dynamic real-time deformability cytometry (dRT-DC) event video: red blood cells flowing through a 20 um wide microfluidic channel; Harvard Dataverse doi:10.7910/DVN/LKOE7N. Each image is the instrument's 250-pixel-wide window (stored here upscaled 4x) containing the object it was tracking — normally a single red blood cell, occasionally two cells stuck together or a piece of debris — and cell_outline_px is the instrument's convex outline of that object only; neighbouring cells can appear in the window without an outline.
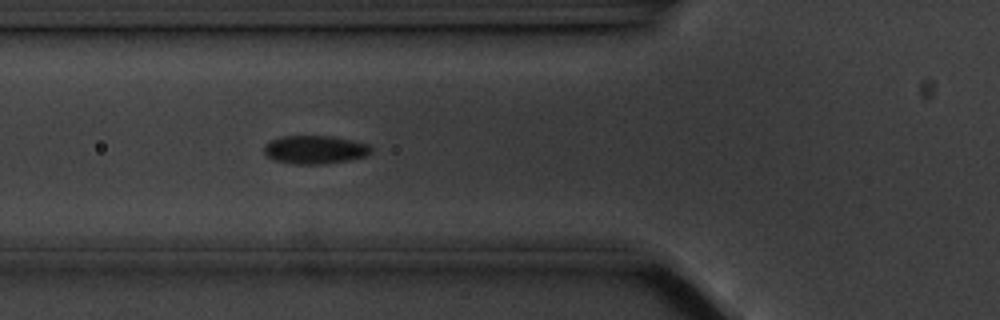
{"species": "common noctule bat (a hibernating species)", "species_latin": "Nyctalus noctula", "temperature_condition": "cold", "stored_images_in_passage": 40, "camera_frame_rate_fps": 3000, "um_per_image_px": 0.085, "animal": {"sex": "male", "body_mass_g": 20.1, "forearm_length_mm": 53.5}, "frame": {"image": 1, "passage_image": 4, "time_ms": 1.0, "image_size_px": [1000, 320], "cell_outline_px": [[372, 152], [364, 156], [348, 160], [324, 164], [292, 164], [272, 160], [264, 152], [264, 144], [280, 136], [332, 136], [352, 140], [368, 144], [372, 148]], "centroid_in_image_um": [26.75, 12.72], "position_along_channel_um": 99.1, "area_um2": 17.74}}
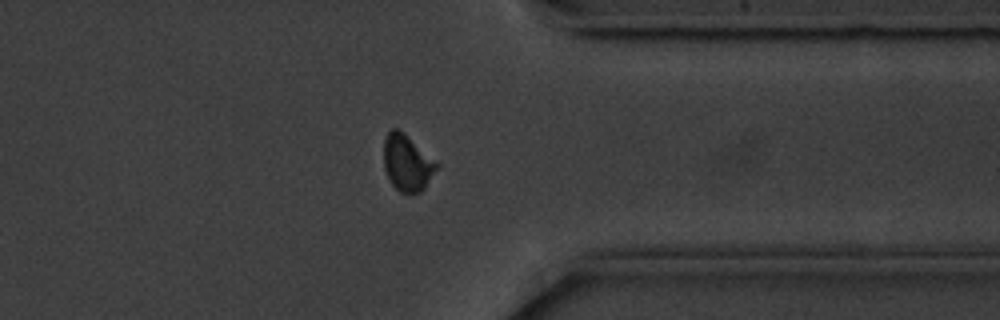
{"frame": {"image": 2, "passage_image": 28, "time_ms": 9.0, "image_size_px": [1000, 320], "cell_outline_px": [[440, 164], [424, 188], [420, 192], [412, 196], [408, 196], [400, 192], [392, 184], [384, 168], [384, 140], [388, 132], [392, 128], [396, 128], [404, 132], [436, 160]], "centroid_in_image_um": [34.62, 13.86], "position_along_channel_um": 376.8, "area_um2": 17.63}}
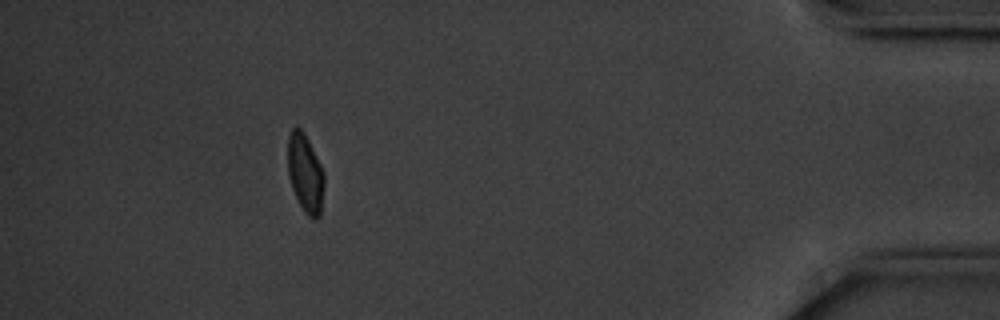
{"frame": {"image": 3, "passage_image": 35, "time_ms": 11.333, "image_size_px": [1000, 320], "cell_outline_px": [[324, 184], [320, 216], [316, 220], [308, 216], [304, 212], [292, 188], [288, 172], [288, 136], [292, 128], [296, 124], [304, 132], [324, 172]], "centroid_in_image_um": [25.95, 14.72], "position_along_channel_um": 409.3, "area_um2": 16.59}, "authors_computed_cell_mechanics": {"area_um2": 17.2822, "velocity_mm_per_s": 3.5487, "shape_relaxation_time_tau1_ms": 2.9805, "shape_relaxation_time_tau2_ms": null, "deformation_change_tau1": 0.0769, "deformation_change_tau2": null}}